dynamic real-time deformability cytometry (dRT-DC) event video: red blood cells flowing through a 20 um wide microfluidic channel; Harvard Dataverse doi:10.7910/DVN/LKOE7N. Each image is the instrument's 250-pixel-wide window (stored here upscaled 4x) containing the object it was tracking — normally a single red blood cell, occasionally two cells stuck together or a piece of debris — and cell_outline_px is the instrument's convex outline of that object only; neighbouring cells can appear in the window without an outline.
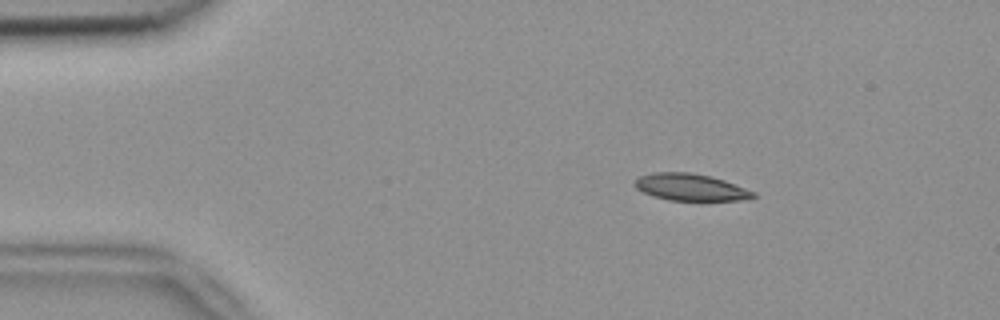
{"species": "common noctule bat (a hibernating species)", "species_latin": "Nyctalus noctula", "temperature_condition": "room temperature", "stored_images_in_passage": 52, "camera_frame_rate_fps": 3000, "um_per_image_px": 0.085, "animal": {"sex": "female", "body_mass_g": 18.4}, "frame": {"image": 1, "passage_image": 8, "time_ms": 2.333, "image_size_px": [1000, 320], "cell_outline_px": [[756, 196], [736, 200], [668, 200], [644, 192], [636, 188], [632, 180], [640, 176], [652, 172], [688, 172], [708, 176], [724, 180], [756, 192]], "centroid_in_image_um": [58.65, 15.9], "position_along_channel_um": 26.3, "area_um2": 18.32}}
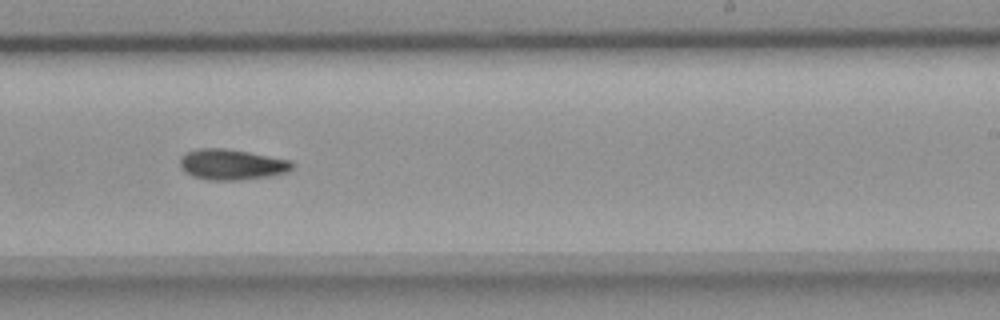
{"frame": {"image": 2, "passage_image": 32, "time_ms": 10.333, "image_size_px": [1000, 320], "cell_outline_px": [[296, 164], [288, 172], [268, 176], [240, 180], [208, 180], [192, 176], [184, 172], [180, 168], [180, 156], [184, 152], [200, 148], [224, 148], [248, 152], [292, 160]], "centroid_in_image_um": [19.68, 13.98], "position_along_channel_um": 269.3, "area_um2": 20.29}}
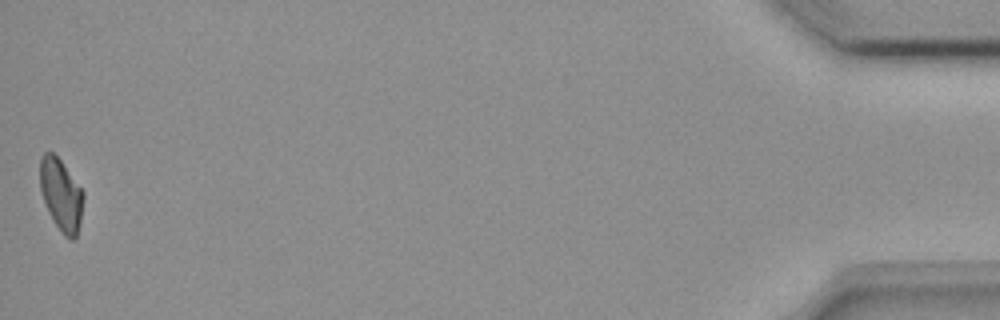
{"frame": {"image": 3, "passage_image": 52, "time_ms": 17.0, "image_size_px": [1000, 320], "cell_outline_px": [[84, 196], [80, 220], [76, 236], [72, 240], [64, 236], [52, 220], [48, 212], [40, 188], [40, 156], [44, 152], [52, 152], [60, 160], [84, 192]], "centroid_in_image_um": [5.18, 16.55], "position_along_channel_um": 430.0, "area_um2": 18.03}, "authors_computed_cell_mechanics": {"area_um2": 19.3919, "velocity_mm_per_s": 3.8443, "shape_relaxation_time_tau1_ms": 7.2816, "shape_relaxation_time_tau2_ms": null, "deformation_change_tau1": 0.173, "deformation_change_tau2": null}}